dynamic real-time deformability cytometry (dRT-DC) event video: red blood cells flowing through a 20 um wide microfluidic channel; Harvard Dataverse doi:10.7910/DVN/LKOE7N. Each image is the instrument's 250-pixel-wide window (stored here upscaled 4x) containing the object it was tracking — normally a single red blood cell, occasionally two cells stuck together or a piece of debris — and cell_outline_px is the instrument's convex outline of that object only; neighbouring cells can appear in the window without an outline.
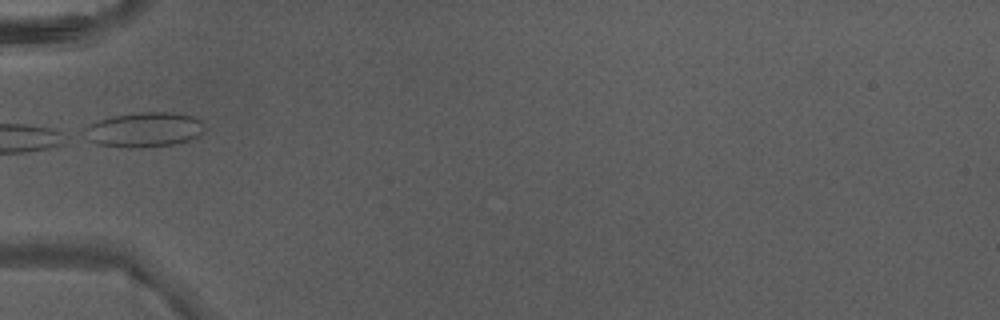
{"species": "Egyptian fruit bat (a non-hibernating species)", "species_latin": "Rousettus aegyptiacus", "temperature_condition": "warm", "stored_images_in_passage": 3, "camera_frame_rate_fps": 3000, "um_per_image_px": 0.085, "animal": {"sex": "male"}, "frame": {"image": 1, "passage_image": 2, "time_ms": 0.333, "image_size_px": [1000, 320], "cell_outline_px": [[204, 132], [188, 140], [172, 144], [140, 148], [132, 148], [96, 144], [88, 140], [84, 128], [100, 120], [112, 116], [140, 112], [176, 112], [192, 116], [200, 120], [204, 124]], "centroid_in_image_um": [12.28, 11.02], "position_along_channel_um": 72.7, "area_um2": 24.22}}